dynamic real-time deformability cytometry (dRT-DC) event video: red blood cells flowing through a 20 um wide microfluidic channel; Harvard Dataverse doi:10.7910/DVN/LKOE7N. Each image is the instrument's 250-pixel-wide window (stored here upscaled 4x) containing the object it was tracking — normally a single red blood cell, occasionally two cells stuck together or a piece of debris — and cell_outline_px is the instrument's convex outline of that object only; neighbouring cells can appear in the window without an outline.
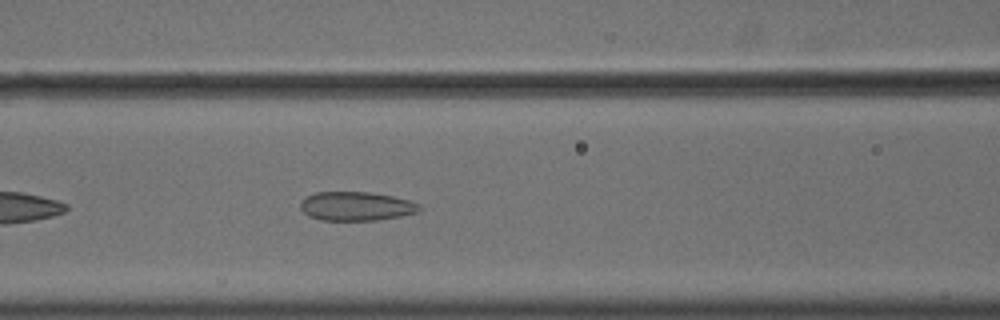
{"species": "common noctule bat (a hibernating species)", "species_latin": "Nyctalus noctula", "temperature_condition": "cold", "stored_images_in_passage": 40, "camera_frame_rate_fps": 3000, "um_per_image_px": 0.085, "animal": {"sex": "male", "body_mass_g": 18.8}, "frame": {"image": 1, "passage_image": 9, "time_ms": 2.667, "image_size_px": [1000, 320], "cell_outline_px": [[420, 212], [400, 216], [376, 220], [320, 220], [308, 216], [300, 208], [300, 204], [308, 196], [316, 192], [368, 192], [392, 196], [408, 200], [420, 204]], "centroid_in_image_um": [30.29, 17.53], "position_along_channel_um": 136.3, "area_um2": 19.94}}
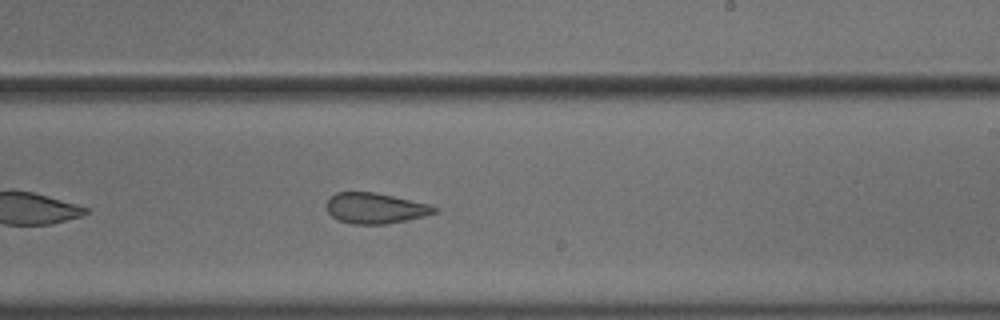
{"frame": {"image": 2, "passage_image": 19, "time_ms": 6.0, "image_size_px": [1000, 320], "cell_outline_px": [[436, 212], [424, 216], [408, 220], [388, 224], [352, 224], [336, 220], [328, 212], [324, 204], [336, 192], [376, 192], [428, 204], [436, 208]], "centroid_in_image_um": [31.85, 17.7], "position_along_channel_um": 257.2, "area_um2": 19.31}}
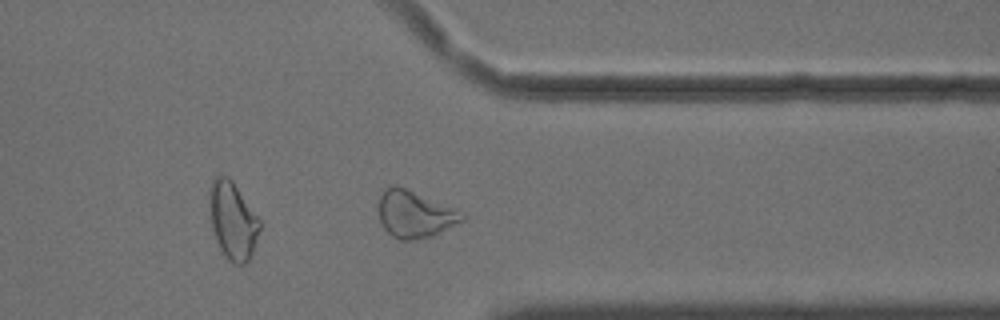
{"frame": {"image": 3, "passage_image": 29, "time_ms": 9.333, "image_size_px": [1000, 320], "cell_outline_px": [[464, 220], [432, 236], [412, 240], [400, 240], [392, 236], [384, 228], [380, 220], [376, 208], [376, 204], [384, 188], [392, 184], [396, 184], [456, 208], [464, 212]], "centroid_in_image_um": [35.21, 18.18], "position_along_channel_um": 376.2, "area_um2": 23.24}, "authors_computed_cell_mechanics": {"area_um2": 20.6057, "velocity_mm_per_s": 3.622, "shape_relaxation_time_tau1_ms": null, "shape_relaxation_time_tau2_ms": 2.0995, "deformation_change_tau1": null, "deformation_change_tau2": 0.0891}}